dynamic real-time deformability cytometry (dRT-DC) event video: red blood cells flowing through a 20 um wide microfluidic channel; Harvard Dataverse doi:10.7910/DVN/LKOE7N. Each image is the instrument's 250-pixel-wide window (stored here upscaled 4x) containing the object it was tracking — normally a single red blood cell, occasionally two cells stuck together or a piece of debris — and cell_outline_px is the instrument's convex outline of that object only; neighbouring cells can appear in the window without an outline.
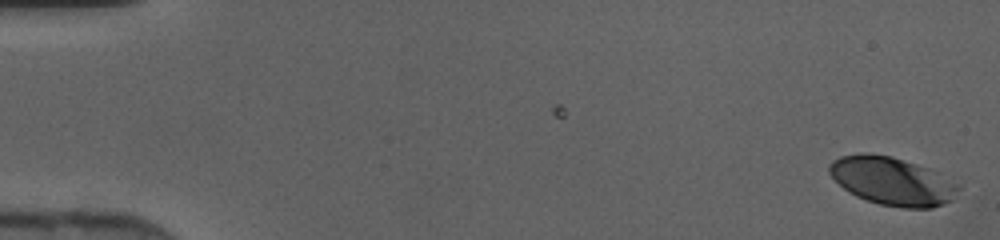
{"species": "human", "species_latin": "Homo sapiens", "temperature_condition": "cold", "stored_images_in_passage": 46, "camera_frame_rate_fps": 3000, "um_per_image_px": 0.085, "donor": {"sex": "female"}, "frame": {"image": 1, "passage_image": 1, "time_ms": 0.0, "image_size_px": [1000, 240], "cell_outline_px": [[960, 188], [952, 200], [944, 204], [932, 208], [904, 208], [880, 204], [856, 196], [844, 188], [828, 172], [828, 164], [832, 160], [840, 156], [860, 152], [864, 152], [892, 156], [928, 168], [960, 184]], "centroid_in_image_um": [75.84, 15.38], "position_along_channel_um": 9.2, "area_um2": 36.24}}
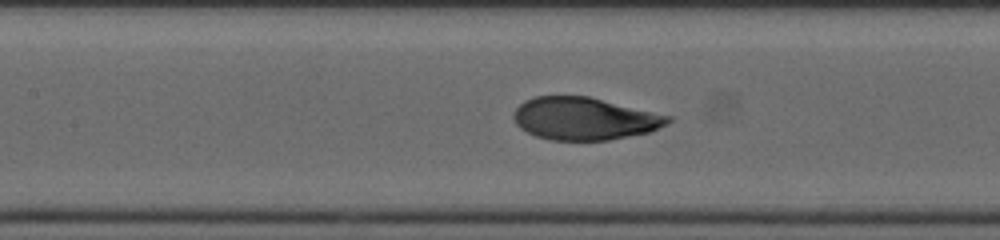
{"frame": {"image": 2, "passage_image": 22, "time_ms": 7.0, "image_size_px": [1000, 240], "cell_outline_px": [[672, 120], [668, 124], [648, 132], [608, 140], [552, 140], [536, 136], [520, 128], [516, 124], [512, 116], [516, 108], [524, 100], [536, 96], [588, 96], [672, 116]], "centroid_in_image_um": [49.67, 10.08], "position_along_channel_um": 157.7, "area_um2": 38.15}}
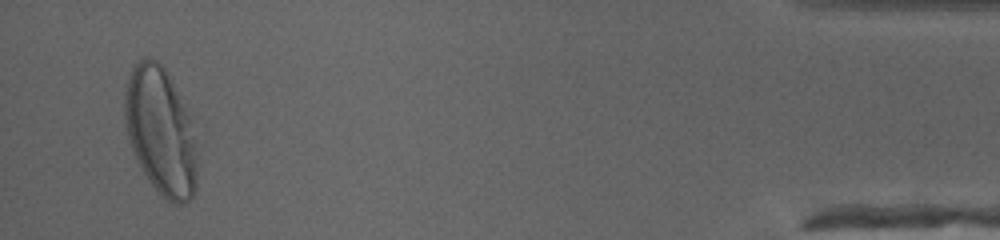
{"frame": {"image": 3, "passage_image": 45, "time_ms": 14.667, "image_size_px": [1000, 240], "cell_outline_px": [[196, 192], [188, 200], [180, 204], [176, 204], [168, 200], [156, 192], [148, 180], [132, 152], [128, 140], [124, 120], [124, 88], [128, 76], [132, 68], [144, 56], [148, 56], [156, 60], [168, 72], [188, 116], [196, 140]], "centroid_in_image_um": [13.62, 11.16], "position_along_channel_um": 421.6, "area_um2": 53.99}}